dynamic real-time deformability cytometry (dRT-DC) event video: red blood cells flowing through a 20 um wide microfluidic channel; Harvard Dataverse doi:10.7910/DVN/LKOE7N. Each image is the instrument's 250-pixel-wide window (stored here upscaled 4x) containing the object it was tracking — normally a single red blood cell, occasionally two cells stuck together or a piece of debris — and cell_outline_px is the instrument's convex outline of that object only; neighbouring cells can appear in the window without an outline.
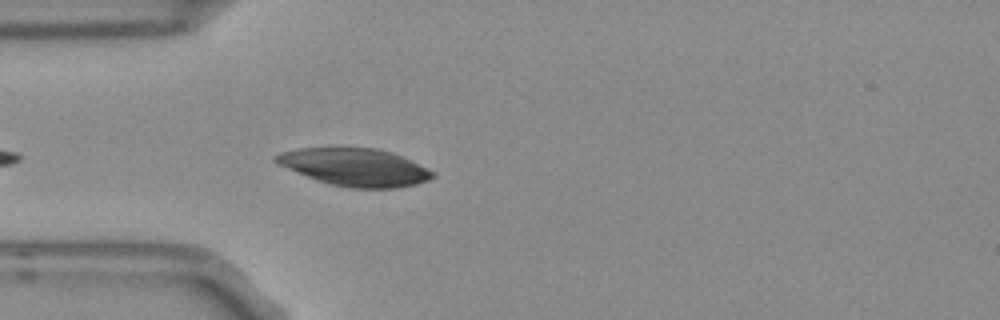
{"species": "Egyptian fruit bat (a non-hibernating species)", "species_latin": "Rousettus aegyptiacus", "temperature_condition": "room temperature", "stored_images_in_passage": 5, "camera_frame_rate_fps": 3000, "um_per_image_px": 0.085, "frame": {"image": 1, "passage_image": 5, "time_ms": 1.333, "image_size_px": [1000, 320], "cell_outline_px": [[436, 176], [428, 180], [416, 184], [396, 188], [348, 188], [316, 180], [276, 164], [272, 160], [272, 156], [280, 152], [300, 148], [376, 148], [392, 152], [436, 172]], "centroid_in_image_um": [30.14, 14.21], "position_along_channel_um": 54.9, "area_um2": 34.39}}